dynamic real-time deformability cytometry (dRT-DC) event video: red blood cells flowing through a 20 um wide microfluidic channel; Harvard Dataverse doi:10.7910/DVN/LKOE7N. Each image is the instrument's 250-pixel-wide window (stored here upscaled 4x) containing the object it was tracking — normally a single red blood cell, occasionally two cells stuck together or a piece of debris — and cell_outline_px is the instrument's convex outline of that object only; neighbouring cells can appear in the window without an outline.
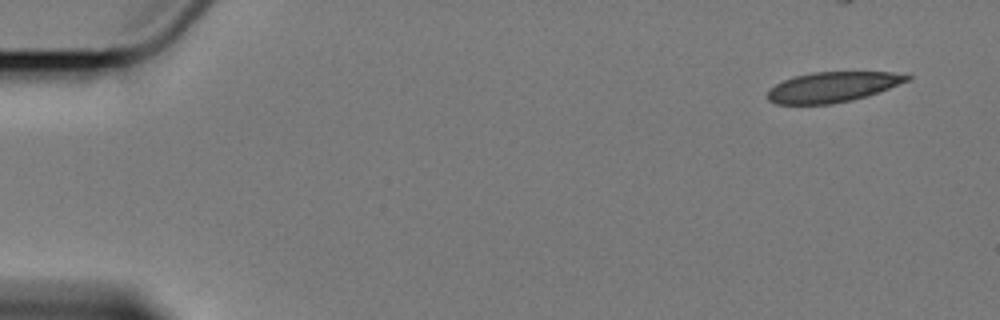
{"species": "Egyptian fruit bat (a non-hibernating species)", "species_latin": "Rousettus aegyptiacus", "temperature_condition": "cold", "stored_images_in_passage": 5, "segment_of_instrument_passage": [2, 2], "camera_frame_rate_fps": 3000, "um_per_image_px": 0.085, "animal": {"sex": "female"}, "frame": {"image": 1, "passage_image": 5, "time_ms": 5.667, "image_size_px": [1000, 320], "cell_outline_px": [[912, 76], [908, 80], [868, 96], [852, 100], [832, 104], [776, 104], [768, 100], [768, 88], [784, 80], [796, 76], [812, 72], [892, 72]], "centroid_in_image_um": [70.73, 7.4], "position_along_channel_um": 14.3, "area_um2": 24.39}}